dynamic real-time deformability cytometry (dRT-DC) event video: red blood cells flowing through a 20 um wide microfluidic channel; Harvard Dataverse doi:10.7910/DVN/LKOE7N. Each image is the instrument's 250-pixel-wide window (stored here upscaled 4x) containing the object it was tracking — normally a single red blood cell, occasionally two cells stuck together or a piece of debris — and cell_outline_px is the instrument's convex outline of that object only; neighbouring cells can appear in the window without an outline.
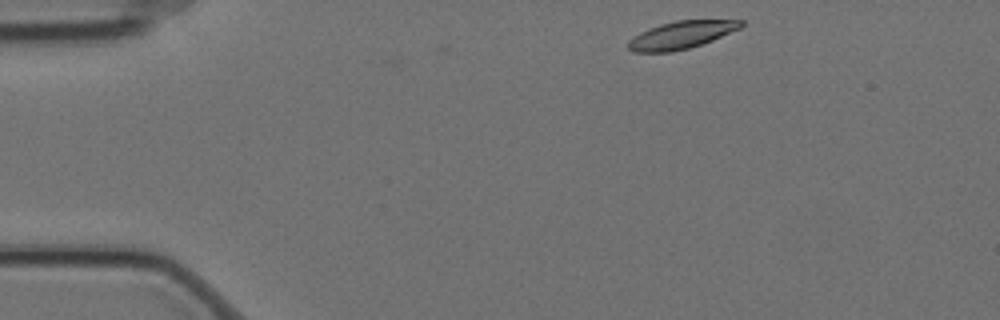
{"species": "Egyptian fruit bat (a non-hibernating species)", "species_latin": "Rousettus aegyptiacus", "temperature_condition": "cold", "stored_images_in_passage": 4, "camera_frame_rate_fps": 3000, "um_per_image_px": 0.085, "animal": {"sex": "female"}, "frame": {"image": 1, "passage_image": 1, "time_ms": 0.0, "image_size_px": [1000, 320], "cell_outline_px": [[744, 24], [740, 28], [712, 40], [688, 48], [672, 52], [632, 52], [628, 48], [628, 40], [632, 36], [648, 28], [660, 24], [676, 20], [744, 20]], "centroid_in_image_um": [57.86, 2.97], "position_along_channel_um": 27.1, "area_um2": 18.09}}
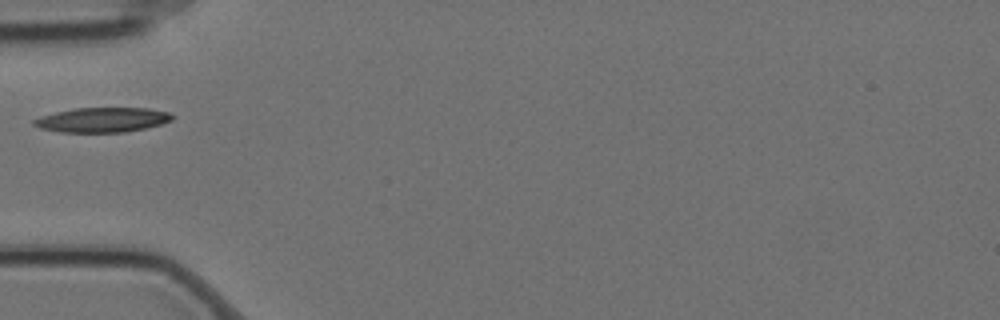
{"frame": {"image": 2, "passage_image": 4, "time_ms": 1.0, "image_size_px": [1000, 320], "cell_outline_px": [[176, 116], [172, 120], [160, 124], [144, 128], [124, 132], [60, 132], [40, 128], [32, 124], [32, 120], [40, 116], [56, 112], [76, 108], [148, 108], [172, 112]], "centroid_in_image_um": [8.72, 10.18], "position_along_channel_um": 76.3, "area_um2": 20.0}}